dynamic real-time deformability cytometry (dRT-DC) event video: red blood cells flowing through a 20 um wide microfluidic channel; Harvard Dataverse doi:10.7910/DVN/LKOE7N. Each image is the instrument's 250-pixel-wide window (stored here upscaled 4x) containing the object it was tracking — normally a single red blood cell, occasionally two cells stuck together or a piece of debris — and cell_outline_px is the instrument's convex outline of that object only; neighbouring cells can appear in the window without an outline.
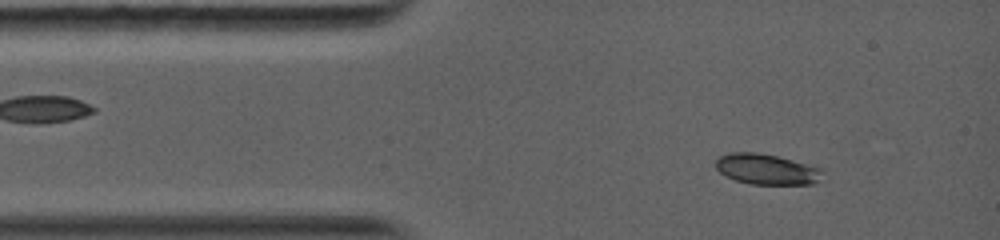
{"species": "common noctule bat (a hibernating species)", "species_latin": "Nyctalus noctula", "temperature_condition": "warm", "stored_images_in_passage": 31, "camera_frame_rate_fps": 5000, "um_per_image_px": 0.085, "animal": {"sex": "female", "body_mass_g": 19.0, "forearm_length_mm": 56.7}, "frame": {"image": 1, "passage_image": 3, "time_ms": 0.8, "image_size_px": [1000, 240], "cell_outline_px": [[824, 172], [816, 184], [752, 184], [736, 180], [724, 176], [716, 168], [716, 160], [720, 156], [728, 152], [756, 152], [776, 156], [792, 160], [820, 168]], "centroid_in_image_um": [65.14, 14.39], "position_along_channel_um": 19.9, "area_um2": 18.96}}
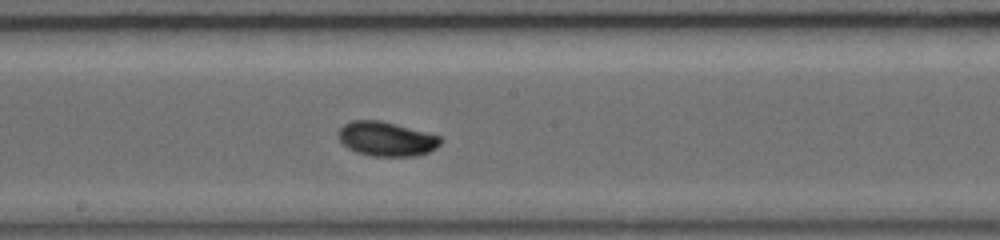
{"frame": {"image": 2, "passage_image": 16, "time_ms": 6.4, "image_size_px": [1000, 240], "cell_outline_px": [[444, 140], [436, 148], [428, 152], [416, 156], [372, 156], [356, 152], [348, 148], [336, 136], [336, 132], [344, 124], [352, 120], [380, 120], [440, 136]], "centroid_in_image_um": [32.82, 11.81], "position_along_channel_um": 215.4, "area_um2": 20.52}}
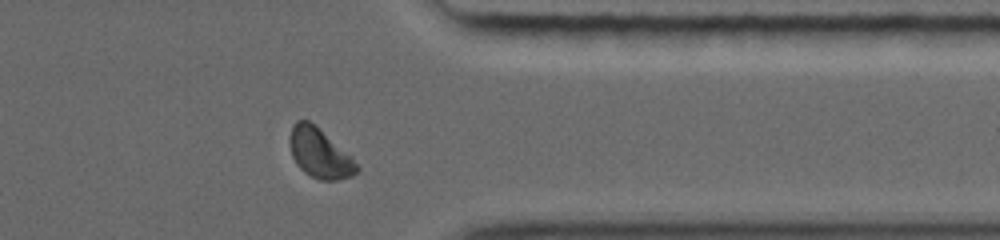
{"frame": {"image": 3, "passage_image": 26, "time_ms": 10.6, "image_size_px": [1000, 240], "cell_outline_px": [[360, 168], [352, 176], [336, 180], [320, 180], [304, 172], [296, 164], [292, 156], [288, 140], [292, 124], [296, 120], [308, 120], [316, 124], [352, 156], [360, 164]], "centroid_in_image_um": [27.18, 13.0], "position_along_channel_um": 384.2, "area_um2": 19.83}, "authors_computed_cell_mechanics": {"area_um2": 19.8254, "velocity_mm_per_s": 4.1258, "shape_relaxation_time_tau1_ms": 2.2178, "shape_relaxation_time_tau2_ms": null, "deformation_change_tau1": 0.1064, "deformation_change_tau2": null}}